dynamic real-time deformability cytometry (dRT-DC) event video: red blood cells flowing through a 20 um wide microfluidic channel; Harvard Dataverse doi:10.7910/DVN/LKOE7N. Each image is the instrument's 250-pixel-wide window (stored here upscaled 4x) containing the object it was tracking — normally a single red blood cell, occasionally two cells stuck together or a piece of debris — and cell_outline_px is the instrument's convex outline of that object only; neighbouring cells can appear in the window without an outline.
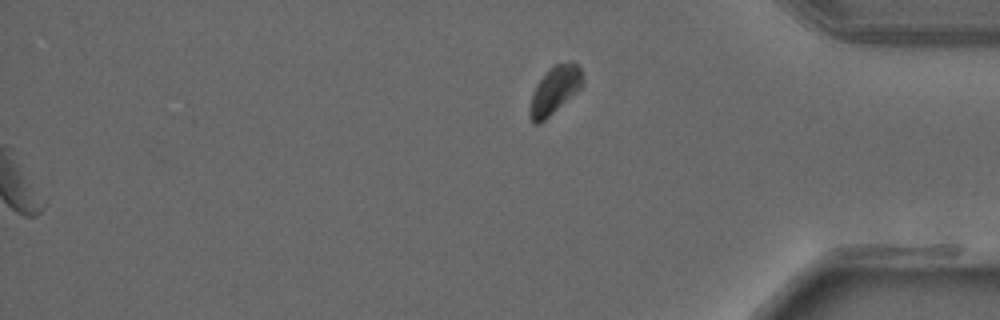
{"species": "common noctule bat (a hibernating species)", "species_latin": "Nyctalus noctula", "temperature_condition": "warm", "stored_images_in_passage": 39, "segment_of_instrument_passage": [2, 2], "camera_frame_rate_fps": 3000, "um_per_image_px": 0.085, "animal": {"sex": "male", "forearm_length_mm": 52.5}, "frame": {"image": 1, "passage_image": 39, "time_ms": 12.667, "image_size_px": [1000, 320], "cell_outline_px": [[584, 84], [576, 92], [540, 124], [532, 124], [528, 116], [528, 108], [532, 92], [536, 84], [556, 64], [576, 64], [580, 68], [584, 80]], "centroid_in_image_um": [47.1, 7.75], "position_along_channel_um": 388.1, "area_um2": 14.39}}